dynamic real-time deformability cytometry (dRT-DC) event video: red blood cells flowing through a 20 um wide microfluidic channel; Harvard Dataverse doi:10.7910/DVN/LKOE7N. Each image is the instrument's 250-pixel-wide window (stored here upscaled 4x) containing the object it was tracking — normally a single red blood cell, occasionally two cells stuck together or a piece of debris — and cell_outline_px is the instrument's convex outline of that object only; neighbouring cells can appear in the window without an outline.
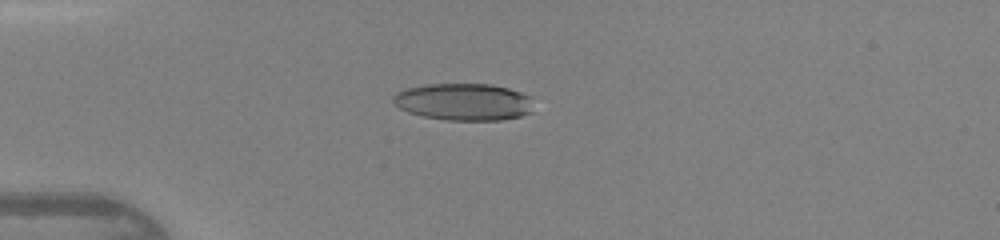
{"species": "human", "species_latin": "Homo sapiens", "temperature_condition": "warm", "stored_images_in_passage": 47, "camera_frame_rate_fps": 3000, "um_per_image_px": 0.085, "donor": {"sex": "female"}, "frame": {"image": 1, "passage_image": 13, "time_ms": 4.0, "image_size_px": [1000, 240], "cell_outline_px": [[532, 112], [520, 116], [504, 120], [448, 120], [424, 116], [408, 112], [392, 104], [392, 96], [396, 92], [404, 88], [428, 84], [492, 84], [508, 88], [532, 96]], "centroid_in_image_um": [39.41, 8.65], "position_along_channel_um": 45.6, "area_um2": 30.63}}
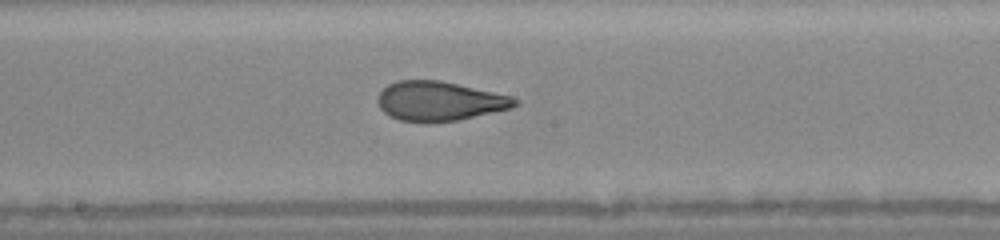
{"frame": {"image": 2, "passage_image": 26, "time_ms": 8.333, "image_size_px": [1000, 240], "cell_outline_px": [[520, 104], [512, 108], [456, 120], [428, 124], [424, 124], [400, 120], [388, 116], [380, 108], [376, 100], [380, 92], [388, 84], [400, 80], [440, 80], [512, 96], [520, 100]], "centroid_in_image_um": [37.34, 8.61], "position_along_channel_um": 210.9, "area_um2": 31.85}}
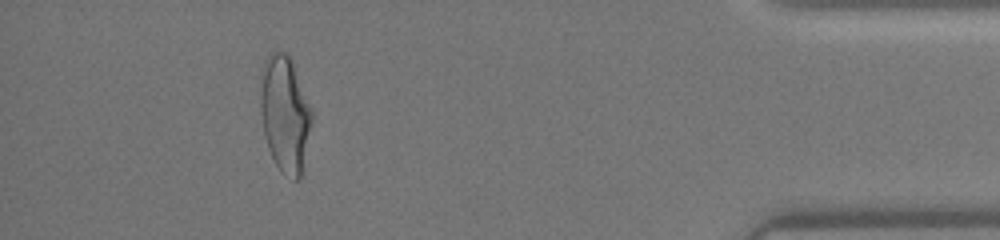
{"frame": {"image": 3, "passage_image": 43, "time_ms": 14.0, "image_size_px": [1000, 240], "cell_outline_px": [[312, 120], [300, 180], [292, 180], [280, 172], [268, 148], [264, 132], [260, 112], [256, 88], [260, 68], [264, 60], [272, 52], [284, 52], [292, 60], [312, 108]], "centroid_in_image_um": [24.17, 9.63], "position_along_channel_um": 411.0, "area_um2": 35.78}, "authors_computed_cell_mechanics": {"area_um2": 31.6166, "velocity_mm_per_s": 4.3846, "shape_relaxation_time_tau1_ms": 7.3035, "shape_relaxation_time_tau2_ms": 1.1493, "deformation_change_tau1": 0.2579, "deformation_change_tau2": 0.0929}}